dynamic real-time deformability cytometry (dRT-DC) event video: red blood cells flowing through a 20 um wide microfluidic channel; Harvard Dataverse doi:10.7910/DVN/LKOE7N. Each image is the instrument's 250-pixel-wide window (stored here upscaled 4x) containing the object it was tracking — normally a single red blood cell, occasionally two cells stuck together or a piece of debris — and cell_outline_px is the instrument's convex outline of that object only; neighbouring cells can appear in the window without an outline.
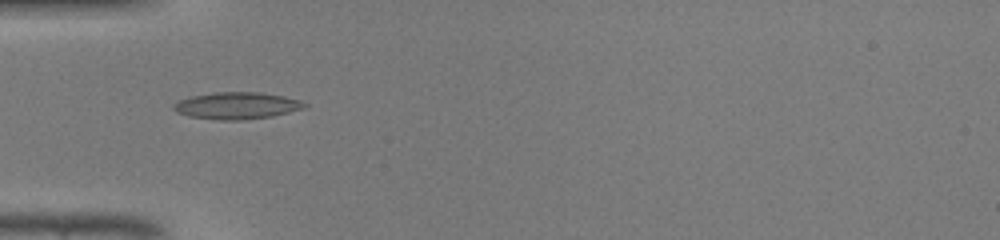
{"species": "common noctule bat (a hibernating species)", "species_latin": "Nyctalus noctula", "temperature_condition": "warm", "stored_images_in_passage": 33, "camera_frame_rate_fps": 3000, "um_per_image_px": 0.085, "animal": {"sex": "male", "body_mass_g": 19.0, "forearm_length_mm": 50.8}, "frame": {"image": 1, "passage_image": 1, "time_ms": 0.0, "image_size_px": [1000, 240], "cell_outline_px": [[308, 104], [304, 108], [272, 116], [240, 120], [220, 120], [188, 116], [176, 112], [172, 108], [172, 104], [188, 96], [212, 92], [260, 92], [284, 96], [300, 100]], "centroid_in_image_um": [20.09, 8.97], "position_along_channel_um": 64.9, "area_um2": 20.63}}
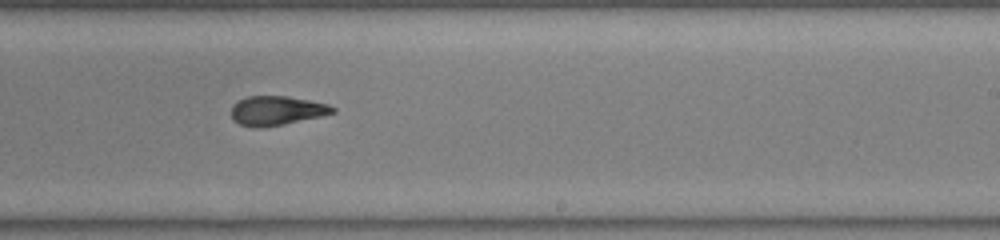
{"frame": {"image": 2, "passage_image": 15, "time_ms": 4.667, "image_size_px": [1000, 240], "cell_outline_px": [[336, 112], [320, 116], [284, 124], [264, 128], [252, 128], [240, 124], [232, 120], [232, 104], [248, 96], [288, 96], [328, 104], [336, 108]], "centroid_in_image_um": [23.49, 9.41], "position_along_channel_um": 265.5, "area_um2": 17.34}}
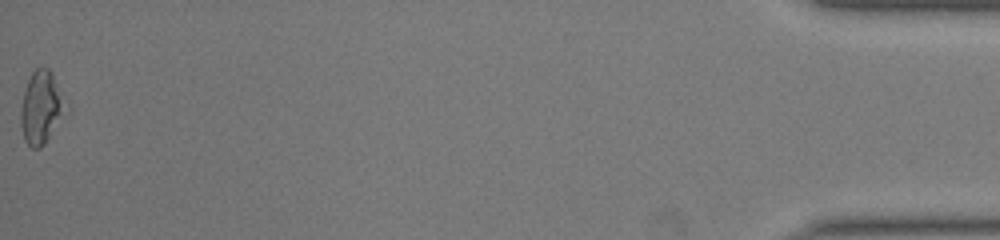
{"frame": {"image": 3, "passage_image": 33, "time_ms": 10.667, "image_size_px": [1000, 240], "cell_outline_px": [[72, 112], [44, 144], [40, 148], [32, 148], [24, 140], [20, 124], [20, 108], [24, 92], [28, 80], [32, 72], [36, 68], [48, 68], [52, 72]], "centroid_in_image_um": [3.59, 9.18], "position_along_channel_um": 431.6, "area_um2": 20.0}, "authors_computed_cell_mechanics": {"area_um2": 17.5134, "velocity_mm_per_s": 4.3399, "shape_relaxation_time_tau1_ms": null, "shape_relaxation_time_tau2_ms": 2.6545, "deformation_change_tau1": null, "deformation_change_tau2": 0.1116}}